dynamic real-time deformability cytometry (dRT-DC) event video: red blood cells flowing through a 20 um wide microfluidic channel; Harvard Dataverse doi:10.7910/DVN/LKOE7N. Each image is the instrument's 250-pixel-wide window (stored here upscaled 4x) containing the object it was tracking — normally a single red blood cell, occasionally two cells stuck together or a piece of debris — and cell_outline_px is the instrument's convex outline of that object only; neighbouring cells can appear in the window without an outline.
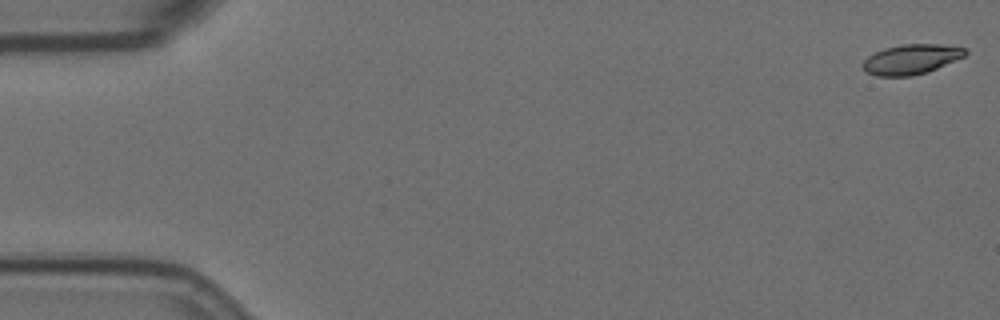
{"species": "Egyptian fruit bat (a non-hibernating species)", "species_latin": "Rousettus aegyptiacus", "temperature_condition": "room temperature", "stored_images_in_passage": 58, "camera_frame_rate_fps": 3000, "um_per_image_px": 0.085, "animal": {"sex": "female"}, "frame": {"image": 1, "passage_image": 1, "time_ms": 0.0, "image_size_px": [1000, 320], "cell_outline_px": [[968, 52], [964, 56], [928, 72], [912, 76], [876, 76], [864, 72], [860, 64], [868, 56], [884, 48], [904, 44], [940, 44], [968, 48]], "centroid_in_image_um": [77.43, 5.04], "position_along_channel_um": 7.6, "area_um2": 18.03}}
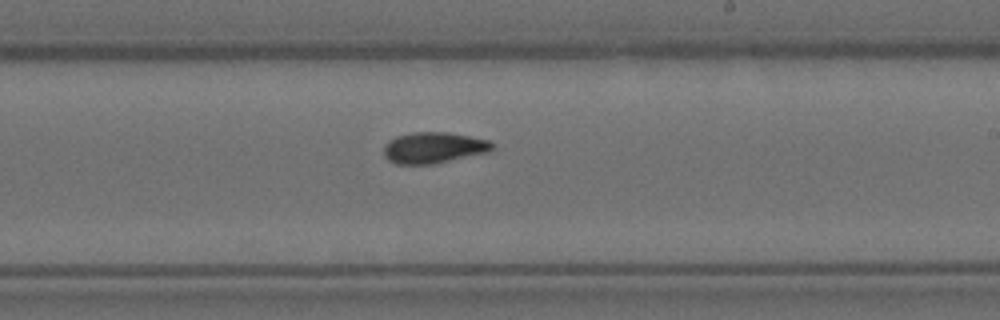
{"frame": {"image": 2, "passage_image": 34, "time_ms": 11.0, "image_size_px": [1000, 320], "cell_outline_px": [[496, 148], [488, 152], [432, 164], [396, 164], [388, 160], [384, 156], [384, 144], [388, 140], [396, 136], [412, 132], [448, 132], [488, 140]], "centroid_in_image_um": [36.82, 12.55], "position_along_channel_um": 252.2, "area_um2": 19.65}}
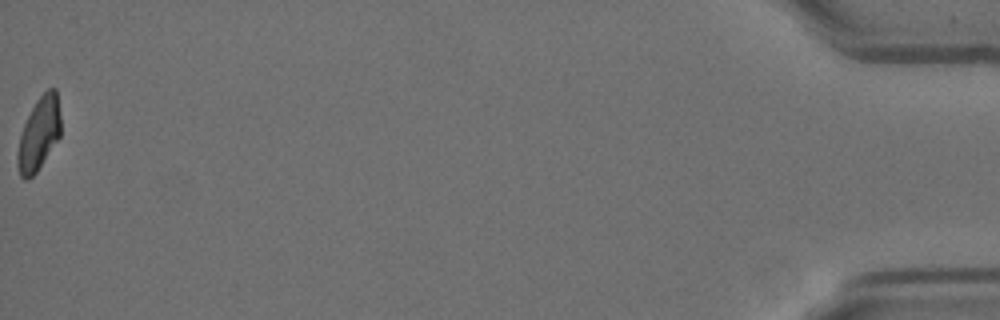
{"frame": {"image": 3, "passage_image": 58, "time_ms": 19.0, "image_size_px": [1000, 320], "cell_outline_px": [[60, 136], [36, 172], [28, 180], [24, 180], [20, 176], [16, 164], [16, 152], [20, 136], [24, 124], [36, 100], [48, 88], [56, 88], [60, 116]], "centroid_in_image_um": [3.28, 11.39], "position_along_channel_um": 431.9, "area_um2": 18.32}, "authors_computed_cell_mechanics": {"area_um2": 19.1607, "velocity_mm_per_s": 3.5266, "shape_relaxation_time_tau1_ms": 6.2161, "shape_relaxation_time_tau2_ms": 9.3554, "deformation_change_tau1": 0.179, "deformation_change_tau2": 0.1349}}